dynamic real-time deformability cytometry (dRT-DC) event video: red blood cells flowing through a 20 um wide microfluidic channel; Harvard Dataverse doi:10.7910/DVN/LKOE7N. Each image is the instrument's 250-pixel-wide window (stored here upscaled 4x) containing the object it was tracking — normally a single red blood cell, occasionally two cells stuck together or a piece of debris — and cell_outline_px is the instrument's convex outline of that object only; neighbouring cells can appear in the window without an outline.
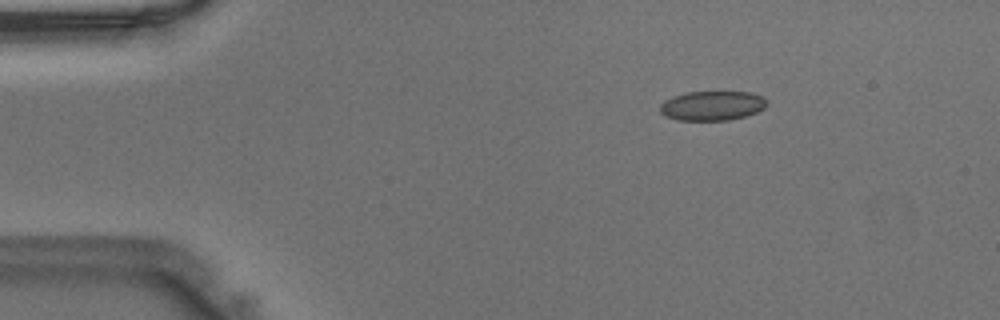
{"species": "Egyptian fruit bat (a non-hibernating species)", "species_latin": "Rousettus aegyptiacus", "temperature_condition": "warm", "stored_images_in_passage": 15, "camera_frame_rate_fps": 3000, "um_per_image_px": 0.085, "animal": {"sex": "male"}, "frame": {"image": 1, "passage_image": 7, "time_ms": 2.0, "image_size_px": [1000, 320], "cell_outline_px": [[768, 104], [764, 108], [756, 112], [744, 116], [728, 120], [676, 120], [660, 112], [660, 104], [664, 100], [672, 96], [688, 92], [752, 92], [760, 96]], "centroid_in_image_um": [60.51, 8.98], "position_along_channel_um": 24.5, "area_um2": 18.21}}